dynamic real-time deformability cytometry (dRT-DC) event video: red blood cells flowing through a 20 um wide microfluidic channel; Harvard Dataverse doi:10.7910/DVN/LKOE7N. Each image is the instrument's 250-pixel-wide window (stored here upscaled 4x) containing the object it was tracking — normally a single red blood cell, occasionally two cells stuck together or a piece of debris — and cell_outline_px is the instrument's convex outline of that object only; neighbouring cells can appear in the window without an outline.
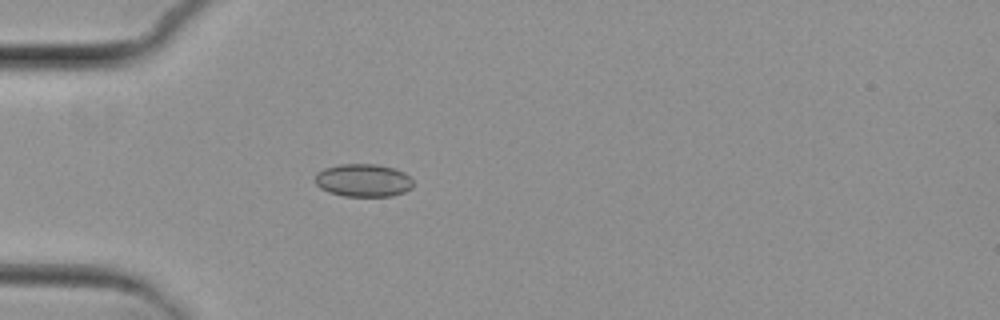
{"species": "common noctule bat (a hibernating species)", "species_latin": "Nyctalus noctula", "temperature_condition": "cold", "stored_images_in_passage": 3, "camera_frame_rate_fps": 3000, "um_per_image_px": 0.085, "animal": {"sex": "female", "body_mass_g": 29.2, "forearm_length_mm": 56.3}, "frame": {"image": 1, "passage_image": 3, "time_ms": 2.667, "image_size_px": [1000, 320], "cell_outline_px": [[412, 188], [404, 192], [392, 196], [344, 196], [328, 192], [320, 188], [316, 184], [316, 172], [324, 168], [340, 164], [376, 164], [392, 168], [404, 172], [412, 180]], "centroid_in_image_um": [30.86, 15.33], "position_along_channel_um": 54.1, "area_um2": 18.79}}